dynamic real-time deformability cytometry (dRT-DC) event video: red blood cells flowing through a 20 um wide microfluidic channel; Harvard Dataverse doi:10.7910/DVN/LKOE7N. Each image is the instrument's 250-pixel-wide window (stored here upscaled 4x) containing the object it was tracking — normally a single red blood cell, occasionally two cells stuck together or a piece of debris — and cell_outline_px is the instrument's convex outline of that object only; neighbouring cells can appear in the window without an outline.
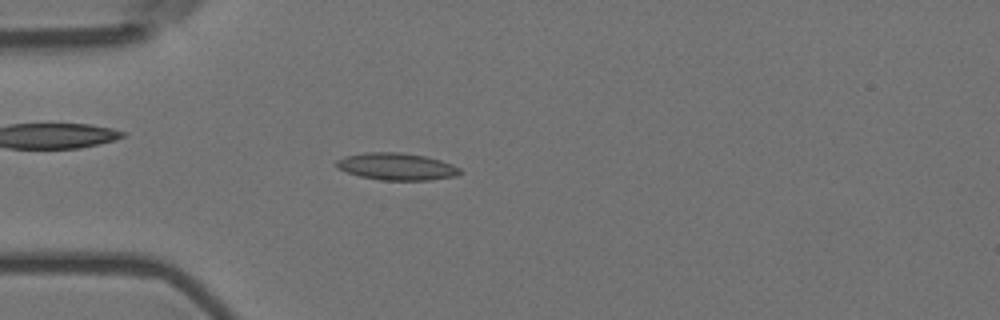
{"species": "Egyptian fruit bat (a non-hibernating species)", "species_latin": "Rousettus aegyptiacus", "temperature_condition": "room temperature", "stored_images_in_passage": 56, "camera_frame_rate_fps": 3000, "um_per_image_px": 0.085, "animal": {"sex": "female"}, "frame": {"image": 1, "passage_image": 15, "time_ms": 4.667, "image_size_px": [1000, 320], "cell_outline_px": [[464, 172], [456, 176], [428, 180], [380, 180], [360, 176], [348, 172], [340, 168], [336, 164], [336, 160], [344, 156], [364, 152], [400, 152], [424, 156], [440, 160], [452, 164], [460, 168]], "centroid_in_image_um": [33.74, 14.15], "position_along_channel_um": 51.3, "area_um2": 19.48}}
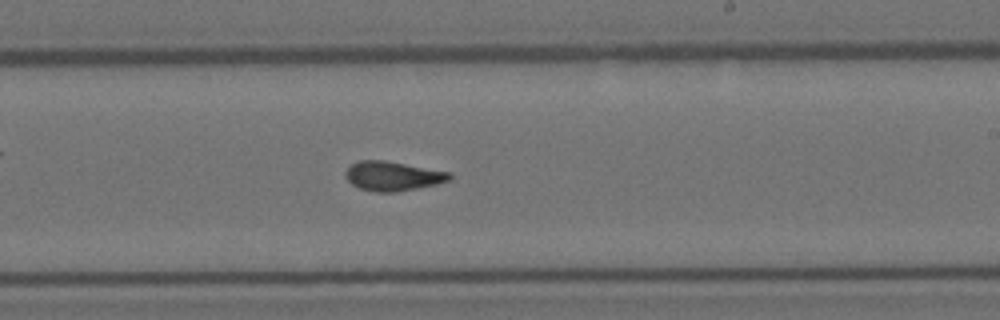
{"frame": {"image": 2, "passage_image": 33, "time_ms": 10.667, "image_size_px": [1000, 320], "cell_outline_px": [[452, 180], [436, 184], [396, 192], [376, 192], [360, 188], [352, 184], [344, 176], [344, 172], [352, 164], [360, 160], [384, 160], [452, 172]], "centroid_in_image_um": [33.41, 14.96], "position_along_channel_um": 255.6, "area_um2": 17.86}}
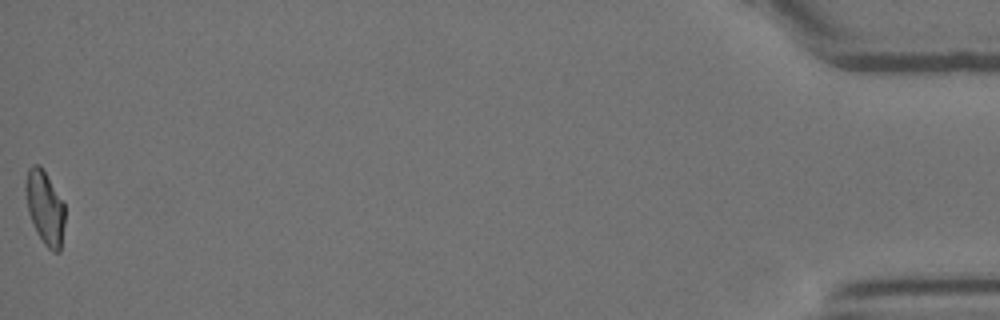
{"frame": {"image": 3, "passage_image": 56, "time_ms": 18.333, "image_size_px": [1000, 320], "cell_outline_px": [[64, 224], [60, 252], [52, 252], [44, 244], [36, 232], [28, 212], [24, 188], [24, 184], [28, 168], [32, 164], [40, 164], [64, 204]], "centroid_in_image_um": [3.79, 17.64], "position_along_channel_um": 431.4, "area_um2": 16.88}, "authors_computed_cell_mechanics": {"area_um2": 17.7157, "velocity_mm_per_s": 3.5653, "shape_relaxation_time_tau1_ms": null, "shape_relaxation_time_tau2_ms": 2.3376, "deformation_change_tau1": null, "deformation_change_tau2": 0.0879}}